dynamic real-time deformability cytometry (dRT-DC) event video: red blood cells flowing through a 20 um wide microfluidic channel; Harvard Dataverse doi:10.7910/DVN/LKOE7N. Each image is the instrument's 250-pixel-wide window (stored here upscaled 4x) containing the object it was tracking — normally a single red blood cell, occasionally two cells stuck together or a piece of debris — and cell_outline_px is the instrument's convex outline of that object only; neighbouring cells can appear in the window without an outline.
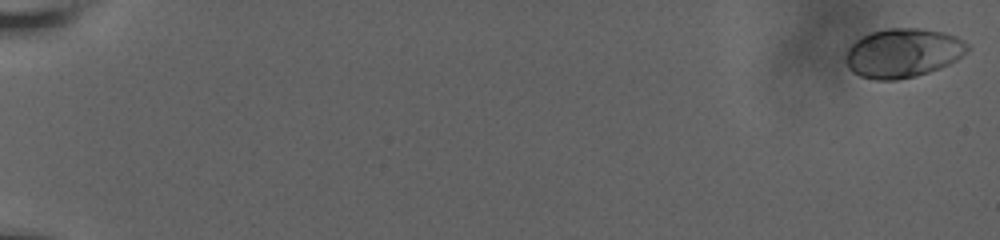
{"species": "human", "species_latin": "Homo sapiens", "temperature_condition": "room temperature", "stored_images_in_passage": 61, "camera_frame_rate_fps": 3000, "um_per_image_px": 0.085, "donor": {"sex": "male"}, "frame": {"image": 1, "passage_image": 1, "time_ms": 0.0, "image_size_px": [1000, 240], "cell_outline_px": [[968, 48], [956, 60], [940, 68], [916, 76], [896, 80], [876, 80], [860, 76], [852, 72], [848, 68], [848, 48], [856, 40], [872, 32], [888, 28], [920, 28], [944, 32], [956, 36], [964, 40], [968, 44]], "centroid_in_image_um": [76.76, 4.5], "position_along_channel_um": 8.2, "area_um2": 34.51}}
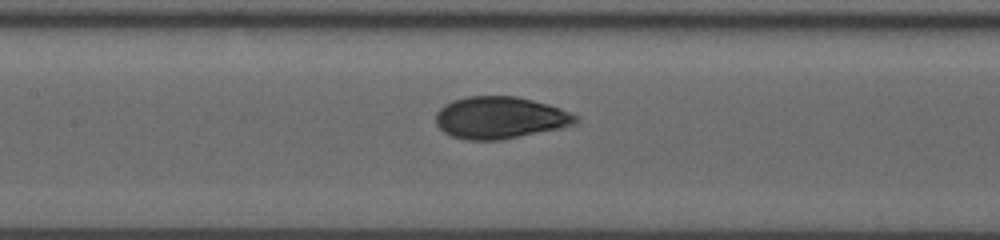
{"frame": {"image": 2, "passage_image": 32, "time_ms": 10.333, "image_size_px": [1000, 240], "cell_outline_px": [[576, 120], [572, 124], [560, 128], [500, 140], [468, 140], [452, 136], [444, 132], [436, 124], [436, 112], [444, 104], [452, 100], [464, 96], [516, 96], [548, 104], [560, 108], [576, 116]], "centroid_in_image_um": [42.43, 9.99], "position_along_channel_um": 165.0, "area_um2": 34.04}}
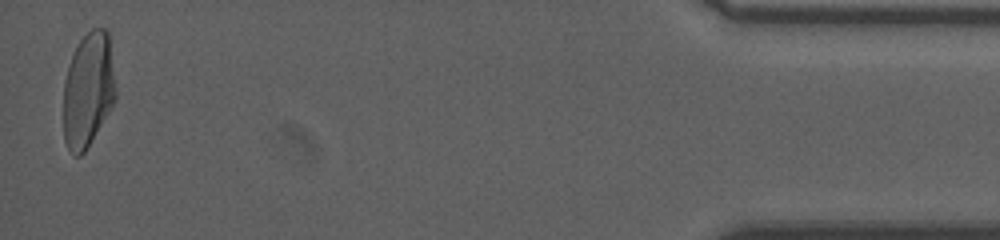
{"frame": {"image": 3, "passage_image": 60, "time_ms": 19.667, "image_size_px": [1000, 240], "cell_outline_px": [[116, 100], [84, 152], [80, 156], [72, 156], [64, 140], [64, 80], [72, 56], [80, 40], [92, 28], [104, 28], [108, 32], [116, 92]], "centroid_in_image_um": [7.49, 7.66], "position_along_channel_um": 427.7, "area_um2": 34.62}, "authors_computed_cell_mechanics": {"area_um2": 33.9286, "velocity_mm_per_s": 3.6525, "shape_relaxation_time_tau1_ms": 5.7966, "shape_relaxation_time_tau2_ms": null, "deformation_change_tau1": 0.1897, "deformation_change_tau2": null}}